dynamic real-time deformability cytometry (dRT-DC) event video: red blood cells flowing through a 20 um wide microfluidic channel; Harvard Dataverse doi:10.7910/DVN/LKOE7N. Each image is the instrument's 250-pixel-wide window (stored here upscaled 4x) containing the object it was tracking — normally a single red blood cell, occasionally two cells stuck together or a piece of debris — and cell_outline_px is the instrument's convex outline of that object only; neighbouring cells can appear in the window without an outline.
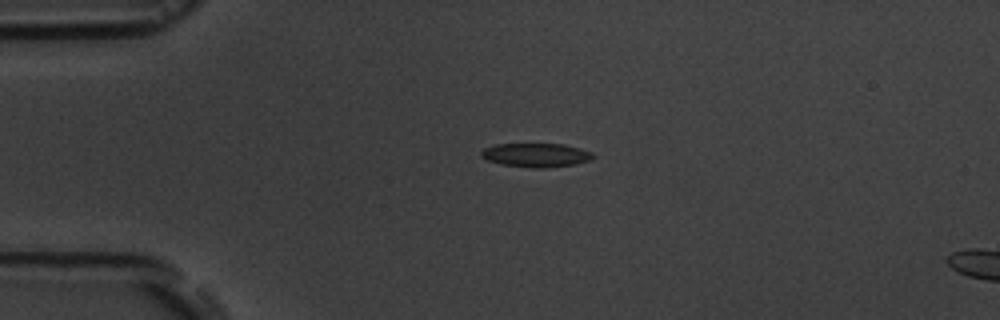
{"species": "common noctule bat (a hibernating species)", "species_latin": "Nyctalus noctula", "temperature_condition": "room temperature", "stored_images_in_passage": 5, "camera_frame_rate_fps": 3000, "um_per_image_px": 0.085, "animal": {"sex": "male", "body_mass_g": 19.5, "forearm_length_mm": 54.6}, "frame": {"image": 1, "passage_image": 4, "time_ms": 4.333, "image_size_px": [1000, 320], "cell_outline_px": [[596, 156], [592, 160], [576, 164], [544, 168], [536, 168], [500, 164], [488, 160], [480, 156], [480, 152], [484, 148], [496, 144], [564, 144], [580, 148], [592, 152]], "centroid_in_image_um": [45.6, 13.18], "position_along_channel_um": 39.4, "area_um2": 15.66}}